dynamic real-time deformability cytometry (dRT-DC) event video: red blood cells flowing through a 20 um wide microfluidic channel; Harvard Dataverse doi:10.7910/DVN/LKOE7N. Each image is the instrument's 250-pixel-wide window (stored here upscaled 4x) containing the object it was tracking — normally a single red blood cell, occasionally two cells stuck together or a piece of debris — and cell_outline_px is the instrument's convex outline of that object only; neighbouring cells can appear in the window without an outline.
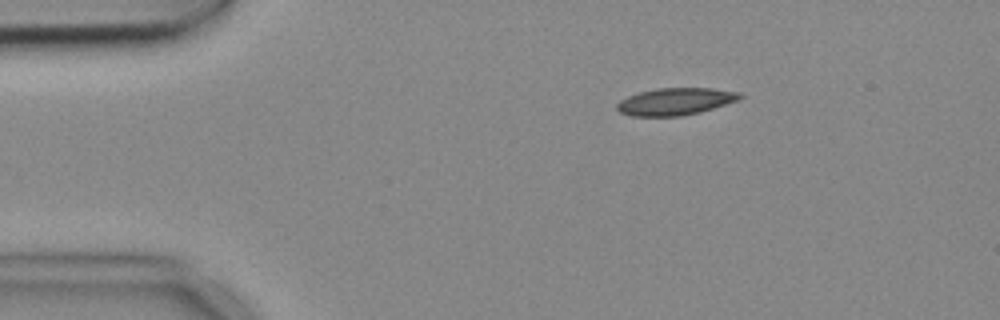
{"species": "common noctule bat (a hibernating species)", "species_latin": "Nyctalus noctula", "temperature_condition": "cold", "stored_images_in_passage": 3, "camera_frame_rate_fps": 3000, "um_per_image_px": 0.085, "animal": {"sex": "female", "body_mass_g": 18.4}, "frame": {"image": 1, "passage_image": 1, "time_ms": 0.0, "image_size_px": [1000, 320], "cell_outline_px": [[744, 96], [736, 100], [700, 112], [680, 116], [632, 116], [620, 112], [616, 108], [616, 104], [620, 100], [628, 96], [640, 92], [656, 88], [712, 88], [740, 92]], "centroid_in_image_um": [57.38, 8.62], "position_along_channel_um": 27.6, "area_um2": 19.31}}